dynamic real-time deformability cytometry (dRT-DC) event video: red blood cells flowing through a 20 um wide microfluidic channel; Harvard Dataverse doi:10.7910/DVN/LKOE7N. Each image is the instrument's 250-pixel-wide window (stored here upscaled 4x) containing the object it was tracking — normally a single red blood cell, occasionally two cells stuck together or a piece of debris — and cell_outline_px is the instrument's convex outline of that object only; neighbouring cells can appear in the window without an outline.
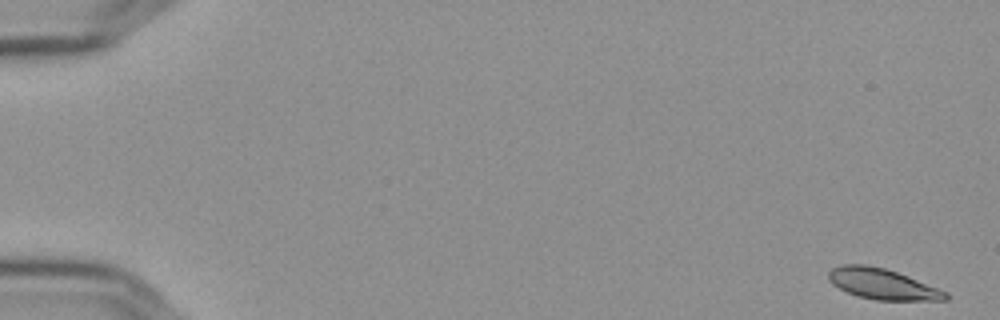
{"species": "Egyptian fruit bat (a non-hibernating species)", "species_latin": "Rousettus aegyptiacus", "temperature_condition": "cold", "stored_images_in_passage": 57, "camera_frame_rate_fps": 3000, "um_per_image_px": 0.085, "frame": {"image": 1, "passage_image": 1, "time_ms": 0.0, "image_size_px": [1000, 320], "cell_outline_px": [[948, 300], [876, 300], [856, 296], [832, 284], [828, 280], [828, 272], [832, 268], [840, 264], [868, 264], [884, 268], [908, 276], [948, 292]], "centroid_in_image_um": [74.98, 24.13], "position_along_channel_um": 10.0, "area_um2": 20.98}}
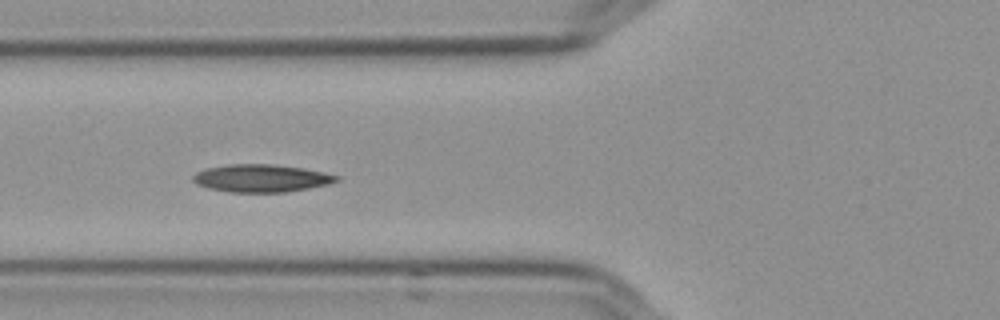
{"frame": {"image": 2, "passage_image": 22, "time_ms": 7.0, "image_size_px": [1000, 320], "cell_outline_px": [[340, 180], [328, 184], [308, 188], [284, 192], [228, 192], [208, 188], [196, 184], [192, 180], [192, 176], [196, 172], [204, 168], [228, 164], [272, 164], [304, 168], [324, 172], [340, 176]], "centroid_in_image_um": [22.18, 15.14], "position_along_channel_um": 103.6, "area_um2": 23.29}}
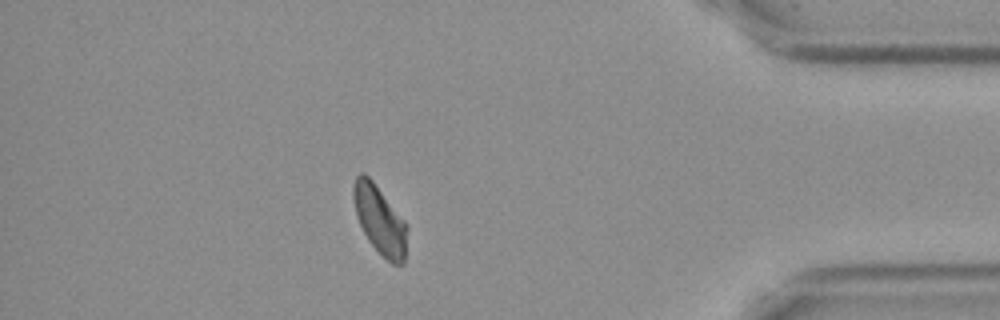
{"frame": {"image": 3, "passage_image": 50, "time_ms": 16.333, "image_size_px": [1000, 320], "cell_outline_px": [[408, 228], [404, 264], [392, 264], [368, 240], [356, 216], [352, 196], [352, 184], [356, 176], [360, 172], [364, 172], [372, 180], [408, 224]], "centroid_in_image_um": [32.28, 18.66], "position_along_channel_um": 402.9, "area_um2": 21.5}, "authors_computed_cell_mechanics": {"area_um2": 21.964, "velocity_mm_per_s": 3.5861, "shape_relaxation_time_tau1_ms": 9.7634, "shape_relaxation_time_tau2_ms": 5.5574, "deformation_change_tau1": 0.1829, "deformation_change_tau2": 0.0976}}